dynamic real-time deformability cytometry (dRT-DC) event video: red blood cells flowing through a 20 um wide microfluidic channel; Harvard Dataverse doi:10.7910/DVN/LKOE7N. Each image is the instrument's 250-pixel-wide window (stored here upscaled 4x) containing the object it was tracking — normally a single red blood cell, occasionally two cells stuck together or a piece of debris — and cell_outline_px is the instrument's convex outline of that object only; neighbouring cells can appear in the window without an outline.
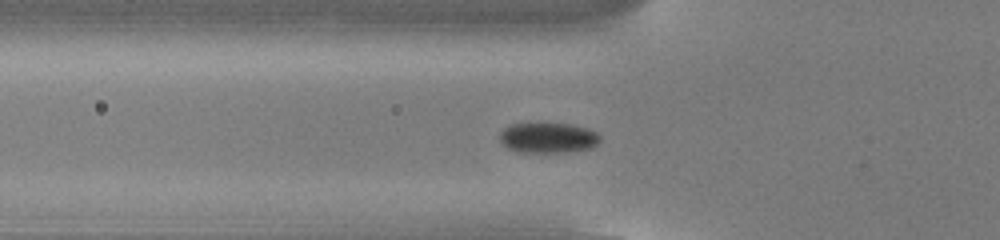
{"species": "common noctule bat (a hibernating species)", "species_latin": "Nyctalus noctula", "temperature_condition": "cold", "stored_images_in_passage": 52, "camera_frame_rate_fps": 3000, "um_per_image_px": 0.085, "animal": {"sex": "male", "body_mass_g": 13.0, "forearm_length_mm": 53.1}, "frame": {"image": 1, "passage_image": 17, "time_ms": 5.333, "image_size_px": [1000, 240], "cell_outline_px": [[600, 140], [592, 148], [564, 152], [516, 152], [508, 148], [500, 140], [500, 132], [504, 128], [512, 124], [544, 120], [572, 124], [588, 128], [596, 132], [600, 136]], "centroid_in_image_um": [46.58, 11.66], "position_along_channel_um": 79.2, "area_um2": 18.5}}
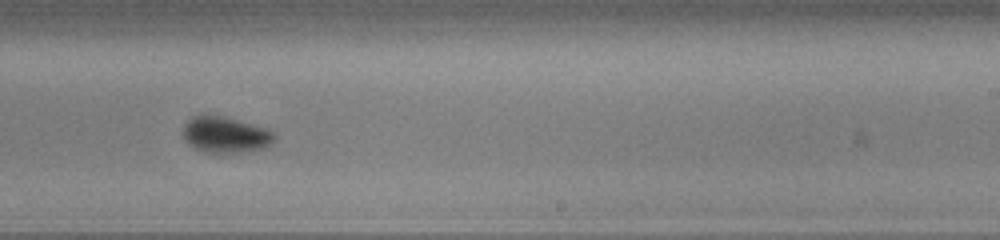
{"frame": {"image": 2, "passage_image": 32, "time_ms": 10.333, "image_size_px": [1000, 240], "cell_outline_px": [[276, 140], [272, 144], [264, 148], [236, 152], [204, 152], [188, 144], [184, 140], [184, 124], [192, 116], [200, 112], [220, 116], [268, 128], [276, 132]], "centroid_in_image_um": [19.17, 11.42], "position_along_channel_um": 269.8, "area_um2": 19.42}}
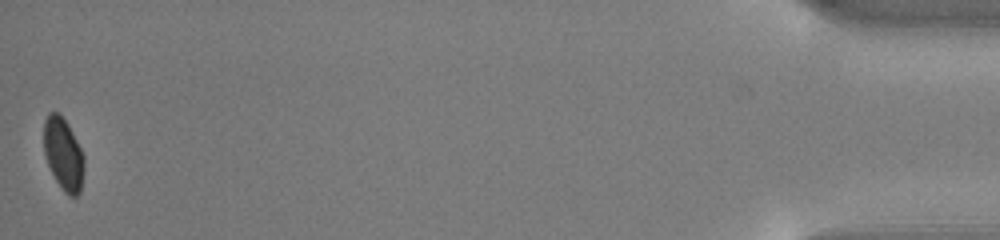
{"frame": {"image": 3, "passage_image": 52, "time_ms": 17.0, "image_size_px": [1000, 240], "cell_outline_px": [[84, 168], [80, 192], [76, 196], [68, 196], [60, 188], [48, 164], [44, 152], [44, 120], [48, 112], [60, 112], [68, 124], [84, 156]], "centroid_in_image_um": [5.38, 13.08], "position_along_channel_um": 429.8, "area_um2": 16.99}, "authors_computed_cell_mechanics": {"area_um2": 18.1492, "velocity_mm_per_s": 3.8163, "shape_relaxation_time_tau1_ms": 4.6722, "shape_relaxation_time_tau2_ms": null, "deformation_change_tau1": 0.1042, "deformation_change_tau2": null}}